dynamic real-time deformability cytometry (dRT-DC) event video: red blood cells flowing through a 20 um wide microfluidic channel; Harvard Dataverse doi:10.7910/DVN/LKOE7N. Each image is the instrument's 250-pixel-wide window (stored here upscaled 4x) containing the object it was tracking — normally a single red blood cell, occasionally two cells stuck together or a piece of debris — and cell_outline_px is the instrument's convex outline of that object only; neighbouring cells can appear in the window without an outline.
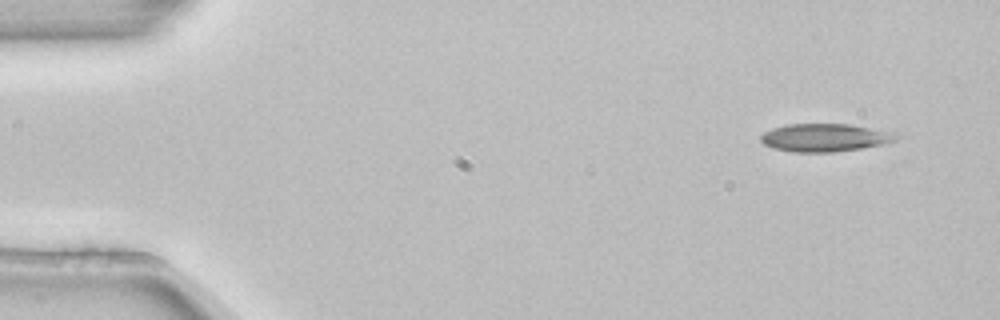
{"species": "common noctule bat (a hibernating species)", "species_latin": "Nyctalus noctula", "temperature_condition": "room temperature", "stored_images_in_passage": 4, "camera_frame_rate_fps": 3000, "um_per_image_px": 0.085, "animal": {"sex": "female", "body_mass_g": 22.7, "forearm_length_mm": 54.2}, "frame": {"image": 1, "passage_image": 1, "time_ms": 0.0, "image_size_px": [1000, 320], "cell_outline_px": [[900, 136], [896, 140], [884, 144], [836, 152], [792, 152], [772, 148], [764, 144], [760, 140], [760, 136], [764, 132], [772, 128], [788, 124], [848, 124], [888, 132]], "centroid_in_image_um": [70.04, 11.71], "position_along_channel_um": 15.0, "area_um2": 21.85}}
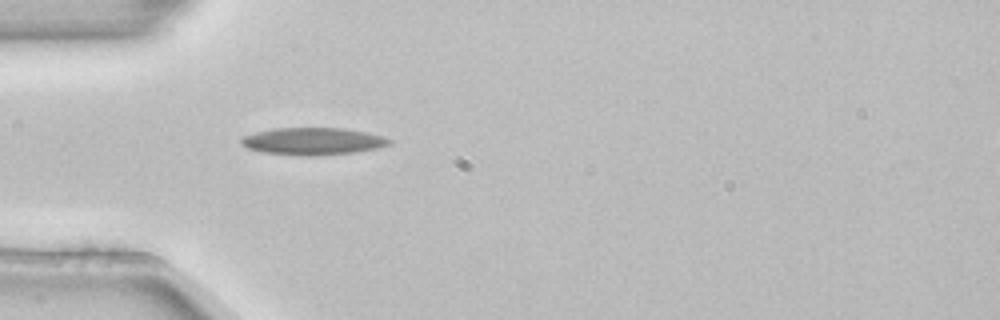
{"frame": {"image": 2, "passage_image": 4, "time_ms": 1.0, "image_size_px": [1000, 320], "cell_outline_px": [[392, 144], [376, 148], [356, 152], [316, 156], [300, 156], [264, 152], [248, 148], [240, 144], [240, 140], [244, 136], [256, 132], [276, 128], [344, 128], [368, 132], [384, 136], [392, 140]], "centroid_in_image_um": [26.64, 12.01], "position_along_channel_um": 58.4, "area_um2": 23.64}}